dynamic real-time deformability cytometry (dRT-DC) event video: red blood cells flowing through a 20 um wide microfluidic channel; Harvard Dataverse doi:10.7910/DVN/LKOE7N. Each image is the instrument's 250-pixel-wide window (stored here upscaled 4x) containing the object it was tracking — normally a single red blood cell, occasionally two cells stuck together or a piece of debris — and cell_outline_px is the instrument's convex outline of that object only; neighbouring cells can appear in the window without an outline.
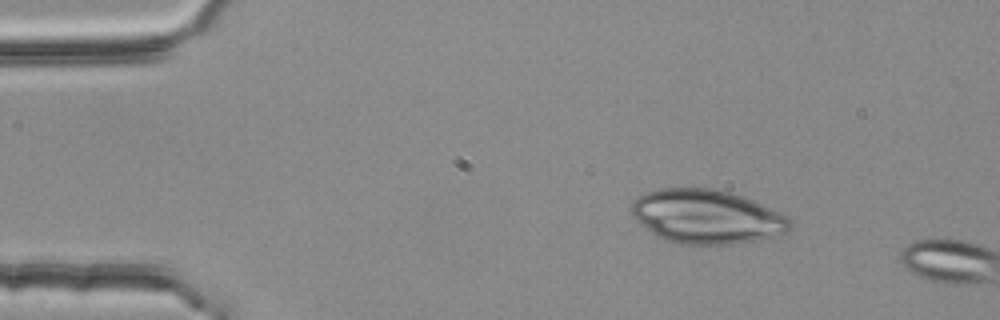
{"species": "common noctule bat (a hibernating species)", "species_latin": "Nyctalus noctula", "temperature_condition": "room temperature", "stored_images_in_passage": 2, "camera_frame_rate_fps": 3000, "um_per_image_px": 0.085, "animal": {"sex": "female", "body_mass_g": 25.1}, "frame": {"image": 1, "passage_image": 1, "time_ms": 0.0, "image_size_px": [1000, 320], "cell_outline_px": [[792, 228], [788, 232], [756, 240], [732, 244], [676, 244], [664, 240], [656, 236], [640, 224], [632, 216], [632, 200], [648, 192], [660, 188], [712, 188], [728, 192], [752, 200], [788, 216], [792, 220]], "centroid_in_image_um": [60.06, 18.42], "position_along_channel_um": 24.9, "area_um2": 49.82}}